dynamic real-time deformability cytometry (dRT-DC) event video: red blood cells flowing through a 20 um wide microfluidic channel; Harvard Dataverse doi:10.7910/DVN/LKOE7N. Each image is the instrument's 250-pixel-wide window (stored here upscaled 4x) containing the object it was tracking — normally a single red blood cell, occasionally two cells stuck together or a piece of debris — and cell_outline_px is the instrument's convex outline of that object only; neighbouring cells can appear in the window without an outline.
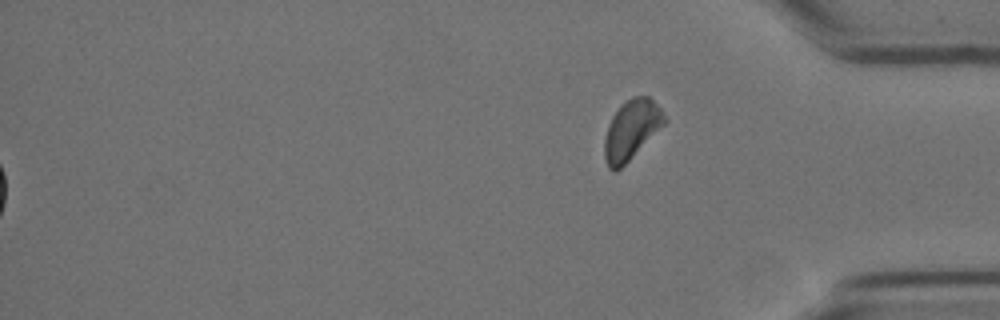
{"species": "Egyptian fruit bat (a non-hibernating species)", "species_latin": "Rousettus aegyptiacus", "temperature_condition": "cold", "stored_images_in_passage": 45, "segment_of_instrument_passage": [2, 2], "camera_frame_rate_fps": 3000, "um_per_image_px": 0.085, "animal": {"sex": "female"}, "frame": {"image": 1, "passage_image": 45, "time_ms": 14.667, "image_size_px": [1000, 320], "cell_outline_px": [[668, 120], [616, 172], [612, 172], [608, 168], [604, 156], [604, 140], [608, 124], [612, 116], [620, 104], [632, 96], [648, 96], [660, 108]], "centroid_in_image_um": [53.64, 11.02], "position_along_channel_um": 381.6, "area_um2": 20.58}}